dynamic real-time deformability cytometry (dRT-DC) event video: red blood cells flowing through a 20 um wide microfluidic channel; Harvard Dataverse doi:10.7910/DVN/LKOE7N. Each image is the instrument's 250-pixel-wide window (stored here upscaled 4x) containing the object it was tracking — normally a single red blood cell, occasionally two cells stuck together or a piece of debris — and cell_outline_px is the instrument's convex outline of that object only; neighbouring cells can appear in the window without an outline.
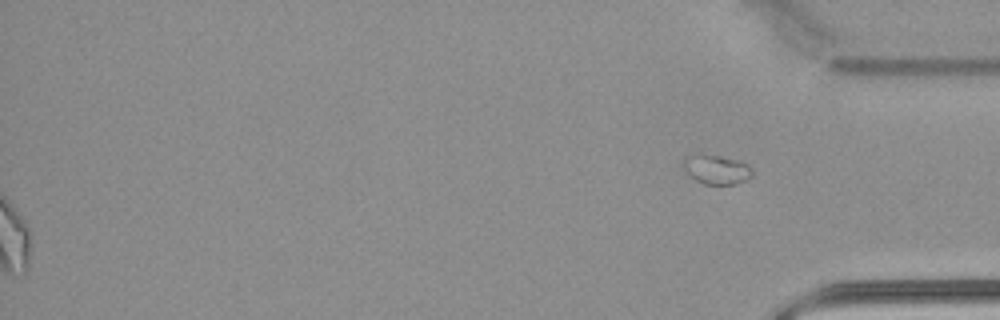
{"species": "common noctule bat (a hibernating species)", "species_latin": "Nyctalus noctula", "temperature_condition": "warm", "stored_images_in_passage": 51, "segment_of_instrument_passage": [2, 2], "camera_frame_rate_fps": 3000, "um_per_image_px": 0.085, "animal": {"sex": "male", "body_mass_g": 21.5, "forearm_length_mm": 52.0}, "frame": {"image": 1, "passage_image": 51, "time_ms": 16.667, "image_size_px": [1000, 320], "cell_outline_px": [[752, 176], [744, 180], [732, 184], [704, 184], [688, 176], [680, 164], [680, 160], [684, 156], [700, 152], [720, 156], [748, 164], [752, 172]], "centroid_in_image_um": [60.76, 14.37], "position_along_channel_um": 374.4, "area_um2": 12.08}}